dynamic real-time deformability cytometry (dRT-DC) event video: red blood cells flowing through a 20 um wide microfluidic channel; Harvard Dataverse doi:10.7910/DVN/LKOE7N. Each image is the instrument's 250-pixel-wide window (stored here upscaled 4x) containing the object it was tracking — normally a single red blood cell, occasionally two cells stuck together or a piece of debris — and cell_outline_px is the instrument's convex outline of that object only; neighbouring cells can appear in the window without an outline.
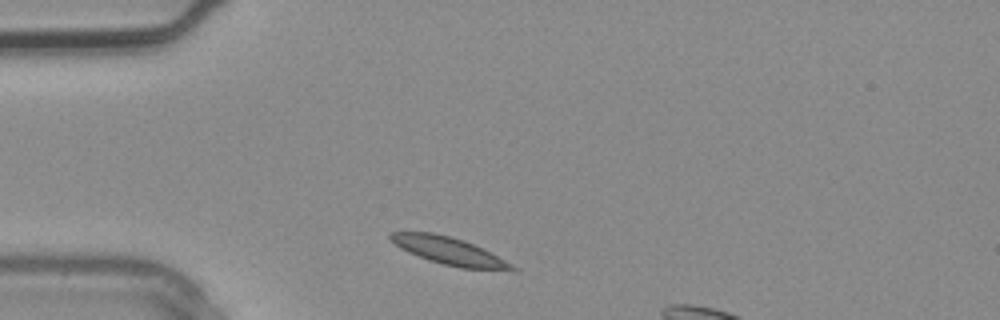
{"species": "common noctule bat (a hibernating species)", "species_latin": "Nyctalus noctula", "temperature_condition": "warm", "stored_images_in_passage": 2, "camera_frame_rate_fps": 3000, "um_per_image_px": 0.085, "animal": {"sex": "male", "body_mass_g": 20.4}, "frame": {"image": 1, "passage_image": 1, "time_ms": 0.0, "image_size_px": [1000, 320], "cell_outline_px": [[516, 268], [460, 268], [428, 260], [408, 252], [400, 248], [388, 236], [388, 232], [432, 232], [464, 240], [484, 248], [512, 264]], "centroid_in_image_um": [38.07, 21.29], "position_along_channel_um": 46.9, "area_um2": 18.84}}